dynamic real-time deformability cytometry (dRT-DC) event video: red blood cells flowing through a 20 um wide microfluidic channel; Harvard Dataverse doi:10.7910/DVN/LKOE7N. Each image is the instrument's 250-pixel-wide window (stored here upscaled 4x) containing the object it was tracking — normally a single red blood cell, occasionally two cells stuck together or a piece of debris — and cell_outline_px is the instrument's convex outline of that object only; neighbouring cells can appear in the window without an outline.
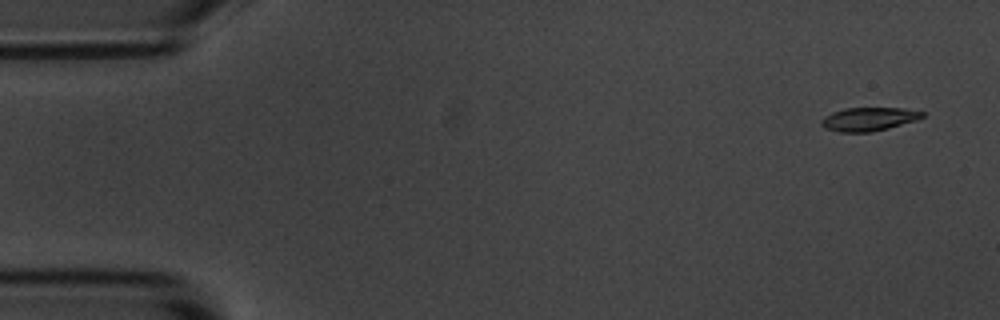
{"species": "common noctule bat (a hibernating species)", "species_latin": "Nyctalus noctula", "temperature_condition": "room temperature", "stored_images_in_passage": 4, "camera_frame_rate_fps": 3000, "um_per_image_px": 0.085, "animal": {"sex": "male", "body_mass_g": 20.1, "forearm_length_mm": 53.5}, "frame": {"image": 1, "passage_image": 1, "time_ms": 0.0, "image_size_px": [1000, 320], "cell_outline_px": [[924, 116], [916, 120], [888, 128], [872, 132], [840, 132], [824, 128], [820, 124], [820, 120], [824, 116], [832, 112], [844, 108], [904, 108], [924, 112]], "centroid_in_image_um": [73.8, 10.12], "position_along_channel_um": 11.2, "area_um2": 13.87}}